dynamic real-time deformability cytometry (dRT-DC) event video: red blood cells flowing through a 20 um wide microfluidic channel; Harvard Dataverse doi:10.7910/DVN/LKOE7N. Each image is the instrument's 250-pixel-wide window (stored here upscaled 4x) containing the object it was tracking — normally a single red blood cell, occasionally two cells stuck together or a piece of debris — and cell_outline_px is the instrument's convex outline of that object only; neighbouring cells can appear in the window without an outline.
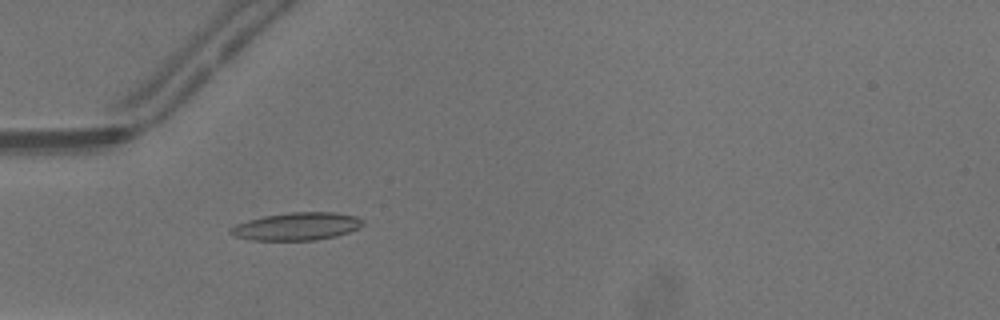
{"species": "common noctule bat (a hibernating species)", "species_latin": "Nyctalus noctula", "temperature_condition": "warm", "stored_images_in_passage": 31, "camera_frame_rate_fps": 3000, "um_per_image_px": 0.085, "animal": {"sex": "male", "body_mass_g": 13.3}, "frame": {"image": 1, "passage_image": 6, "time_ms": 1.667, "image_size_px": [1000, 320], "cell_outline_px": [[364, 224], [360, 228], [336, 236], [316, 240], [252, 240], [236, 236], [228, 232], [236, 224], [248, 220], [264, 216], [288, 212], [336, 212], [356, 216], [364, 220]], "centroid_in_image_um": [25.28, 19.23], "position_along_channel_um": 59.7, "area_um2": 21.39}}
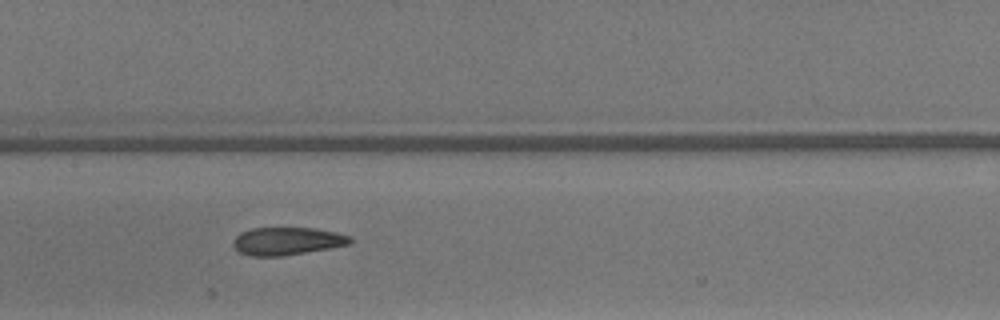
{"frame": {"image": 2, "passage_image": 15, "time_ms": 4.667, "image_size_px": [1000, 320], "cell_outline_px": [[352, 240], [348, 244], [328, 248], [284, 256], [248, 256], [240, 252], [232, 244], [232, 240], [240, 232], [252, 228], [312, 228], [336, 232], [352, 236]], "centroid_in_image_um": [24.37, 20.49], "position_along_channel_um": 183.0, "area_um2": 18.9}}
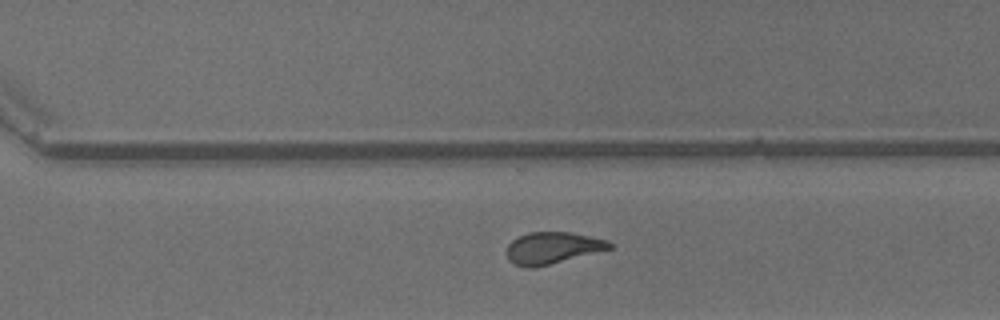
{"frame": {"image": 3, "passage_image": 25, "time_ms": 8.0, "image_size_px": [1000, 320], "cell_outline_px": [[612, 248], [532, 268], [528, 268], [516, 264], [508, 260], [508, 244], [512, 240], [528, 232], [572, 232], [608, 240], [612, 244]], "centroid_in_image_um": [46.96, 21.05], "position_along_channel_um": 323.6, "area_um2": 18.67}, "authors_computed_cell_mechanics": {"area_um2": 19.652, "velocity_mm_per_s": 4.2389, "shape_relaxation_time_tau1_ms": null, "shape_relaxation_time_tau2_ms": 1.8234, "deformation_change_tau1": null, "deformation_change_tau2": 0.0941}}